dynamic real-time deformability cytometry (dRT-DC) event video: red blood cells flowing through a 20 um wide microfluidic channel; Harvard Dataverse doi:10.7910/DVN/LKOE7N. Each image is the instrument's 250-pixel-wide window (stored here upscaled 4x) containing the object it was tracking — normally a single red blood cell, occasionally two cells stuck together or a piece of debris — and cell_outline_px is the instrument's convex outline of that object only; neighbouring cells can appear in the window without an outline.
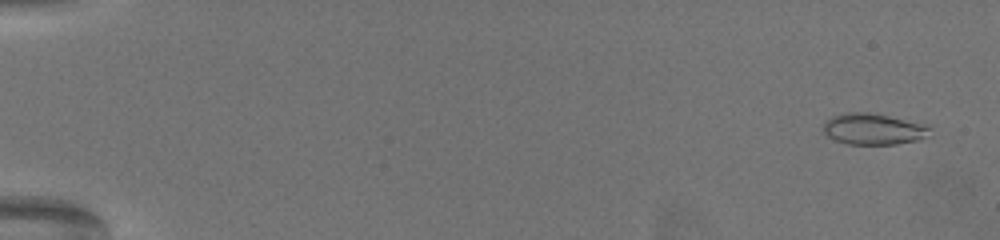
{"species": "common noctule bat (a hibernating species)", "species_latin": "Nyctalus noctula", "temperature_condition": "warm", "stored_images_in_passage": 63, "camera_frame_rate_fps": 3000, "um_per_image_px": 0.085, "animal": {"sex": "female", "body_mass_g": 19.5, "forearm_length_mm": 54.1}, "frame": {"image": 1, "passage_image": 3, "time_ms": 0.667, "image_size_px": [1000, 240], "cell_outline_px": [[932, 136], [916, 140], [896, 144], [848, 144], [836, 140], [828, 136], [824, 132], [824, 120], [832, 116], [844, 112], [868, 112], [928, 124], [932, 128]], "centroid_in_image_um": [74.29, 10.96], "position_along_channel_um": 10.7, "area_um2": 19.65}}
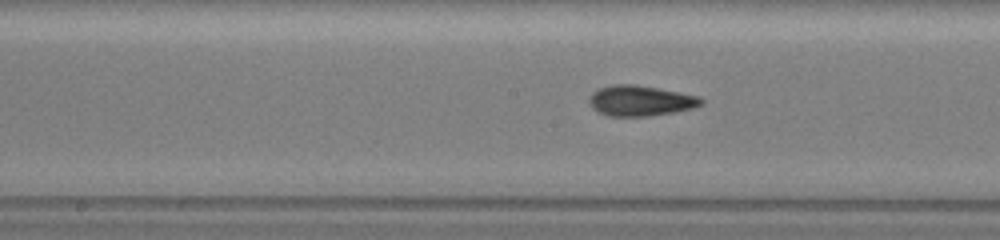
{"frame": {"image": 2, "passage_image": 35, "time_ms": 11.333, "image_size_px": [1000, 240], "cell_outline_px": [[704, 104], [692, 108], [676, 112], [652, 116], [608, 116], [592, 108], [588, 100], [592, 92], [600, 88], [612, 84], [636, 84], [680, 92], [700, 96], [704, 100]], "centroid_in_image_um": [54.46, 8.56], "position_along_channel_um": 193.7, "area_um2": 20.11}}
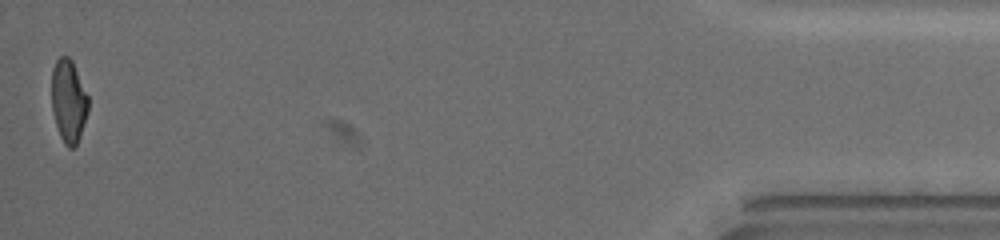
{"frame": {"image": 3, "passage_image": 63, "time_ms": 20.667, "image_size_px": [1000, 240], "cell_outline_px": [[88, 112], [80, 136], [76, 144], [72, 148], [68, 148], [64, 144], [60, 136], [56, 124], [52, 108], [52, 68], [56, 60], [60, 56], [68, 56], [72, 60], [88, 96]], "centroid_in_image_um": [5.83, 8.58], "position_along_channel_um": 429.4, "area_um2": 17.63}, "authors_computed_cell_mechanics": {"area_um2": 19.0162, "velocity_mm_per_s": 3.4124, "shape_relaxation_time_tau1_ms": 10.8201, "shape_relaxation_time_tau2_ms": 1.8143, "deformation_change_tau1": 0.2558, "deformation_change_tau2": 0.0788}}